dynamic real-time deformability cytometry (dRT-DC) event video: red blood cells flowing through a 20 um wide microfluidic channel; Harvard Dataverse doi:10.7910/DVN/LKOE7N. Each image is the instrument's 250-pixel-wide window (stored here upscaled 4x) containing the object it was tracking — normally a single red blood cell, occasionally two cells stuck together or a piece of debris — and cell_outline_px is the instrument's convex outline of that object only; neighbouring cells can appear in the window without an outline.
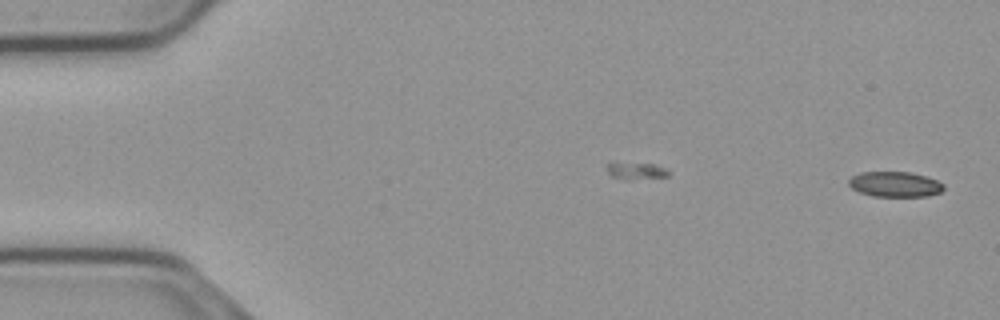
{"species": "common noctule bat (a hibernating species)", "species_latin": "Nyctalus noctula", "temperature_condition": "cold", "stored_images_in_passage": 55, "segment_of_instrument_passage": [1, 2], "camera_frame_rate_fps": 3000, "um_per_image_px": 0.085, "animal": {"sex": "male", "body_mass_g": 23.1, "forearm_length_mm": 52.7}, "frame": {"image": 1, "passage_image": 1, "time_ms": 0.0, "image_size_px": [1000, 320], "cell_outline_px": [[944, 188], [940, 192], [928, 196], [872, 196], [860, 192], [852, 188], [848, 184], [848, 180], [852, 176], [860, 172], [908, 172], [924, 176], [936, 180], [944, 184]], "centroid_in_image_um": [76.05, 15.66], "position_along_channel_um": 9.0, "area_um2": 13.87}}
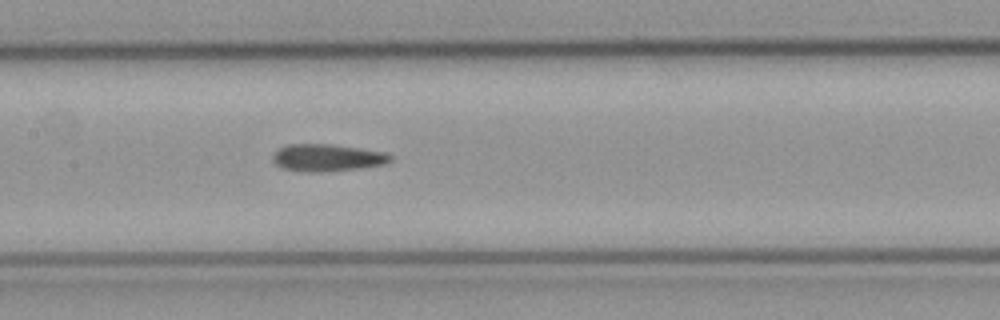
{"frame": {"image": 2, "passage_image": 25, "time_ms": 8.0, "image_size_px": [1000, 320], "cell_outline_px": [[392, 160], [384, 164], [356, 168], [320, 172], [308, 172], [284, 168], [276, 164], [272, 160], [272, 156], [280, 148], [288, 144], [332, 144], [360, 148], [384, 152], [392, 156]], "centroid_in_image_um": [27.81, 13.39], "position_along_channel_um": 179.6, "area_um2": 18.38}}
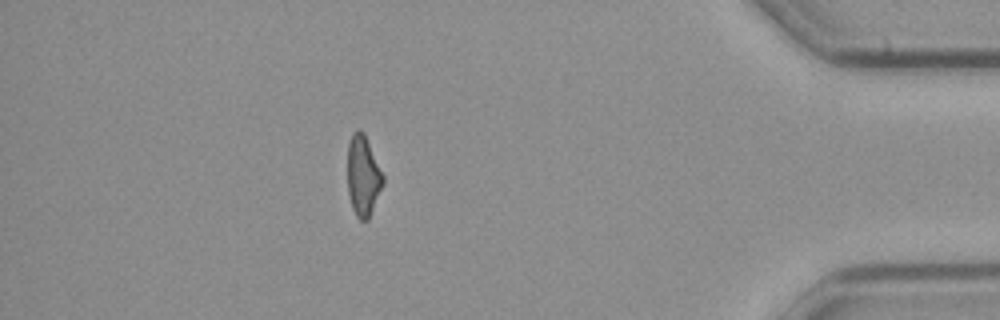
{"frame": {"image": 3, "passage_image": 47, "time_ms": 15.333, "image_size_px": [1000, 320], "cell_outline_px": [[384, 184], [368, 220], [360, 220], [356, 216], [352, 208], [348, 192], [348, 144], [352, 132], [356, 128], [360, 128], [364, 132], [384, 176]], "centroid_in_image_um": [30.86, 14.92], "position_along_channel_um": 404.3, "area_um2": 16.82}}